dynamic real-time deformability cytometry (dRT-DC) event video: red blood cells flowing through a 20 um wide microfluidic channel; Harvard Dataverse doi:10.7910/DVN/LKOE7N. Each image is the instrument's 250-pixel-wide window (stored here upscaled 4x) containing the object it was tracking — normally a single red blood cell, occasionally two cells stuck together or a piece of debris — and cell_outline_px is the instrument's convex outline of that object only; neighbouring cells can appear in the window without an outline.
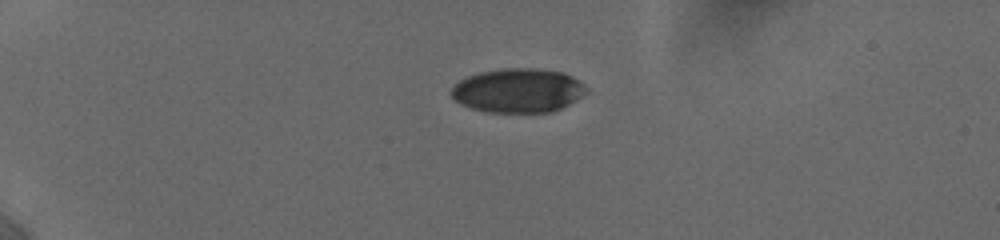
{"species": "human", "species_latin": "Homo sapiens", "temperature_condition": "cold", "stored_images_in_passage": 28, "camera_frame_rate_fps": 3000, "um_per_image_px": 0.085, "donor": {"sex": "female"}, "frame": {"image": 1, "passage_image": 1, "time_ms": 0.0, "image_size_px": [1000, 240], "cell_outline_px": [[588, 92], [576, 100], [552, 112], [484, 112], [460, 104], [448, 92], [460, 80], [468, 76], [480, 72], [504, 68], [532, 68], [564, 72], [572, 76], [584, 84], [588, 88]], "centroid_in_image_um": [44.04, 7.69], "position_along_channel_um": 41.0, "area_um2": 34.8}}
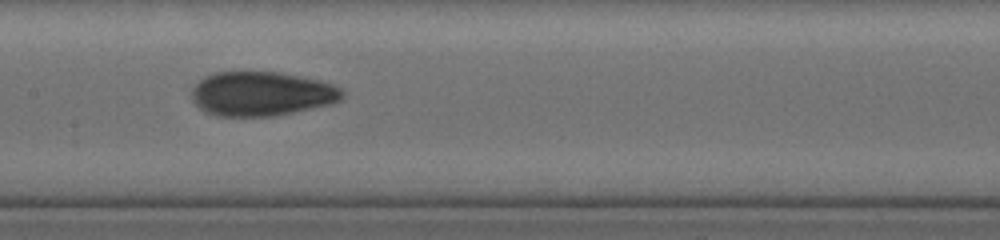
{"frame": {"image": 2, "passage_image": 12, "time_ms": 5.667, "image_size_px": [1000, 240], "cell_outline_px": [[344, 96], [340, 100], [328, 104], [292, 112], [272, 116], [220, 116], [208, 112], [200, 108], [192, 100], [192, 88], [204, 76], [216, 72], [276, 72], [320, 80], [332, 84], [340, 88], [344, 92]], "centroid_in_image_um": [22.22, 7.96], "position_along_channel_um": 185.2, "area_um2": 38.49}}
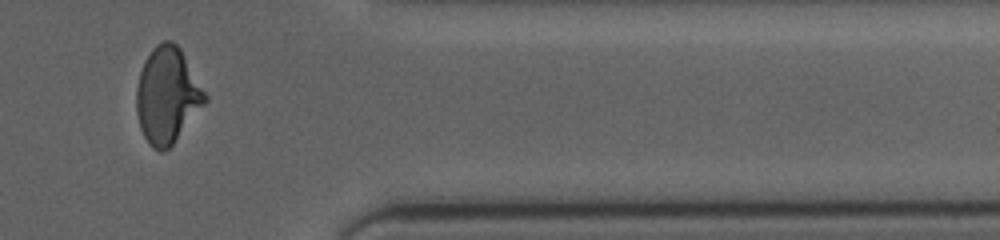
{"frame": {"image": 3, "passage_image": 23, "time_ms": 11.667, "image_size_px": [1000, 240], "cell_outline_px": [[208, 100], [172, 144], [164, 152], [160, 152], [152, 148], [148, 144], [140, 128], [136, 112], [136, 88], [140, 72], [144, 60], [152, 48], [156, 44], [164, 40], [172, 40], [180, 48], [208, 96]], "centroid_in_image_um": [14.2, 8.1], "position_along_channel_um": 397.2, "area_um2": 38.38}, "authors_computed_cell_mechanics": {"area_um2": 37.57, "velocity_mm_per_s": 3.7234, "shape_relaxation_time_tau1_ms": 4.0355, "shape_relaxation_time_tau2_ms": 1.5009, "deformation_change_tau1": 0.1571, "deformation_change_tau2": 0.0604}}